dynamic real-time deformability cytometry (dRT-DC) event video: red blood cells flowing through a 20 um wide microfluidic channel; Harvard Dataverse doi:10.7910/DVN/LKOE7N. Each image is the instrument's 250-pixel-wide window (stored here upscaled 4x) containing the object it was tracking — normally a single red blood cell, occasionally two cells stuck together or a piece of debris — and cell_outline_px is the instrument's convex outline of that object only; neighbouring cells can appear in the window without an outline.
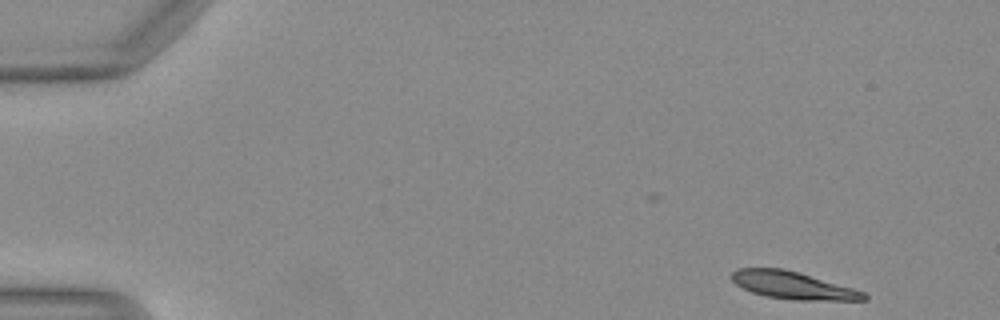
{"species": "Egyptian fruit bat (a non-hibernating species)", "species_latin": "Rousettus aegyptiacus", "temperature_condition": "warm", "stored_images_in_passage": 37, "camera_frame_rate_fps": 3000, "um_per_image_px": 0.085, "animal": {"sex": "female"}, "frame": {"image": 1, "passage_image": 1, "time_ms": 0.0, "image_size_px": [1000, 320], "cell_outline_px": [[868, 300], [792, 300], [764, 296], [752, 292], [736, 284], [732, 280], [732, 272], [740, 268], [784, 268], [852, 288], [864, 292], [868, 296]], "centroid_in_image_um": [67.39, 24.26], "position_along_channel_um": 17.6, "area_um2": 20.92}}
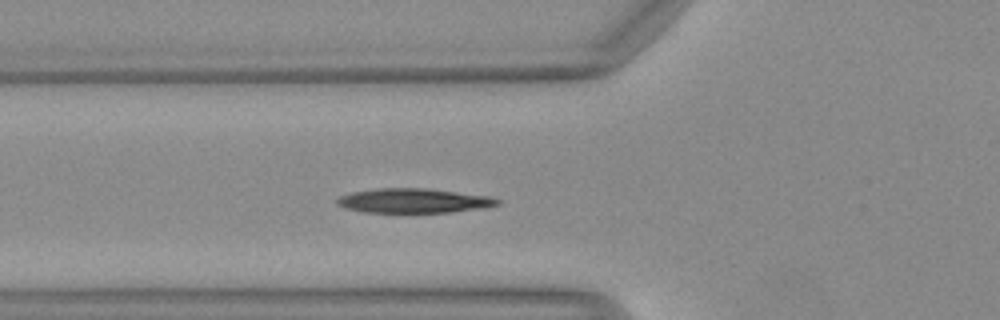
{"frame": {"image": 2, "passage_image": 15, "time_ms": 4.667, "image_size_px": [1000, 320], "cell_outline_px": [[500, 204], [480, 208], [452, 212], [364, 212], [344, 208], [336, 204], [336, 200], [340, 196], [352, 192], [376, 188], [428, 188], [488, 196], [500, 200]], "centroid_in_image_um": [35.12, 17.05], "position_along_channel_um": 90.7, "area_um2": 22.77}}
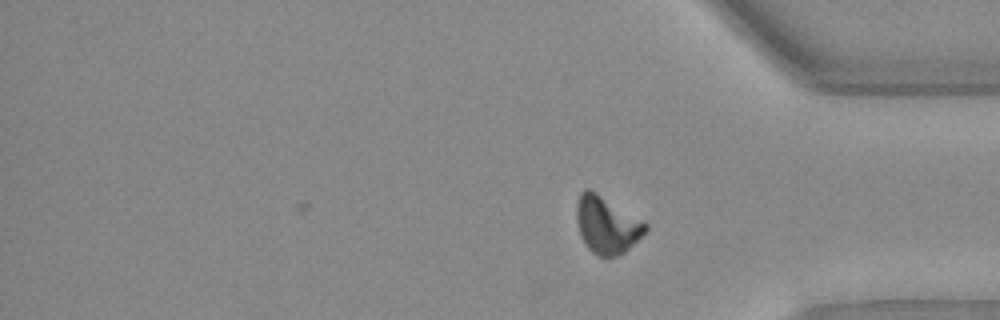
{"frame": {"image": 3, "passage_image": 37, "time_ms": 12.0, "image_size_px": [1000, 320], "cell_outline_px": [[648, 228], [624, 252], [616, 256], [604, 260], [592, 252], [588, 248], [580, 236], [576, 220], [576, 204], [580, 192], [584, 188], [588, 188], [596, 192], [648, 224]], "centroid_in_image_um": [51.52, 19.13], "position_along_channel_um": 383.7, "area_um2": 22.89}}